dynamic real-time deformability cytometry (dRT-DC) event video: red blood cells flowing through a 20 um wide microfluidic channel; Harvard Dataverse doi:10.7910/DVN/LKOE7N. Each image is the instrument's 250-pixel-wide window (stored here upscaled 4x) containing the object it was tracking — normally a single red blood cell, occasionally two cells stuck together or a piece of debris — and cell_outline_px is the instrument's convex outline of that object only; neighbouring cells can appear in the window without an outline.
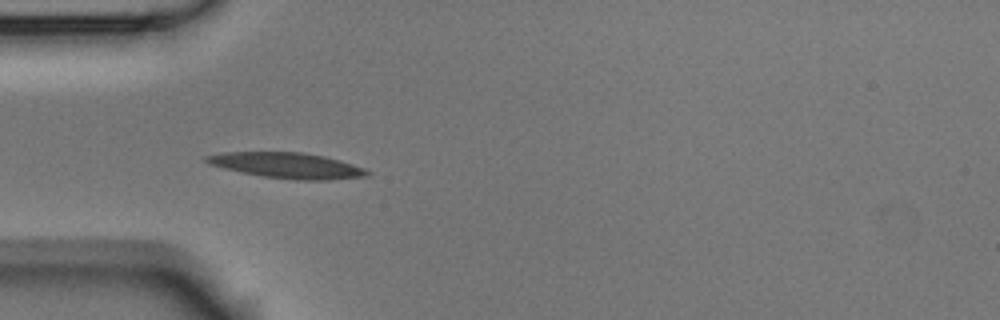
{"species": "Egyptian fruit bat (a non-hibernating species)", "species_latin": "Rousettus aegyptiacus", "temperature_condition": "room temperature", "stored_images_in_passage": 5, "camera_frame_rate_fps": 3000, "um_per_image_px": 0.085, "animal": {"sex": "male"}, "frame": {"image": 1, "passage_image": 4, "time_ms": 1.0, "image_size_px": [1000, 320], "cell_outline_px": [[372, 172], [368, 176], [328, 180], [296, 180], [264, 176], [224, 168], [208, 164], [204, 160], [204, 156], [220, 152], [300, 152], [324, 156], [340, 160], [364, 168]], "centroid_in_image_um": [24.41, 14.06], "position_along_channel_um": 60.6, "area_um2": 23.93}}
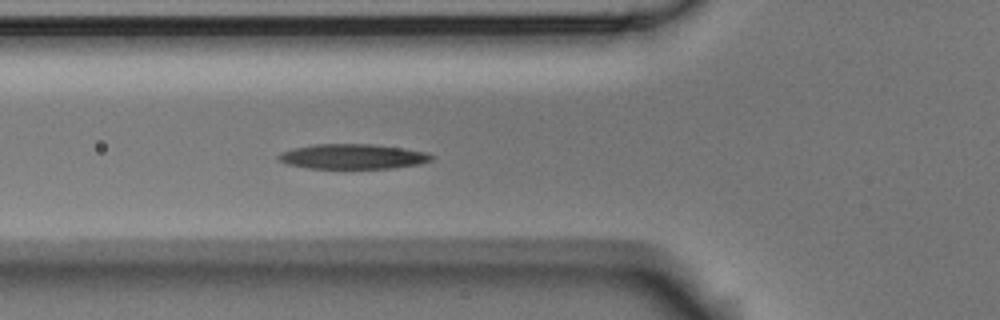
{"frame": {"image": 2, "passage_image": 5, "time_ms": 1.333, "image_size_px": [1000, 320], "cell_outline_px": [[436, 156], [432, 160], [420, 164], [392, 168], [308, 168], [288, 164], [280, 160], [276, 156], [280, 152], [292, 148], [316, 144], [372, 144], [404, 148], [428, 152]], "centroid_in_image_um": [30.02, 13.3], "position_along_channel_um": 95.8, "area_um2": 22.37}}